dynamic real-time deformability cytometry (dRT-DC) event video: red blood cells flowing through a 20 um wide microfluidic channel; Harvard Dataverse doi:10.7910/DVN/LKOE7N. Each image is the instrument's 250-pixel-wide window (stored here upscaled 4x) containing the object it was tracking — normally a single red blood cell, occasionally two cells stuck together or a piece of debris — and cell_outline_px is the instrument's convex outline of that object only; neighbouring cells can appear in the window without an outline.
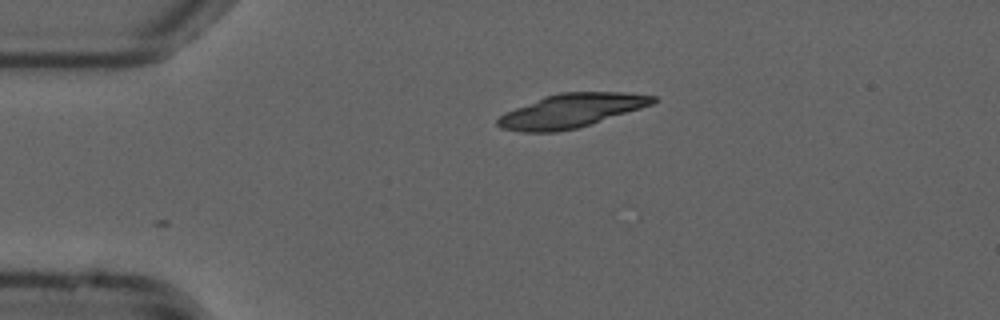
{"species": "common noctule bat (a hibernating species)", "species_latin": "Nyctalus noctula", "temperature_condition": "cold", "stored_images_in_passage": 31, "camera_frame_rate_fps": 3000, "um_per_image_px": 0.085, "animal": {"sex": "male", "forearm_length_mm": 52.5}, "frame": {"image": 1, "passage_image": 1, "time_ms": 0.0, "image_size_px": [1000, 320], "cell_outline_px": [[656, 100], [652, 104], [640, 108], [576, 128], [556, 132], [520, 132], [500, 128], [496, 124], [496, 120], [504, 112], [544, 96], [560, 92], [624, 92], [656, 96]], "centroid_in_image_um": [48.48, 9.41], "position_along_channel_um": 36.5, "area_um2": 30.35}}